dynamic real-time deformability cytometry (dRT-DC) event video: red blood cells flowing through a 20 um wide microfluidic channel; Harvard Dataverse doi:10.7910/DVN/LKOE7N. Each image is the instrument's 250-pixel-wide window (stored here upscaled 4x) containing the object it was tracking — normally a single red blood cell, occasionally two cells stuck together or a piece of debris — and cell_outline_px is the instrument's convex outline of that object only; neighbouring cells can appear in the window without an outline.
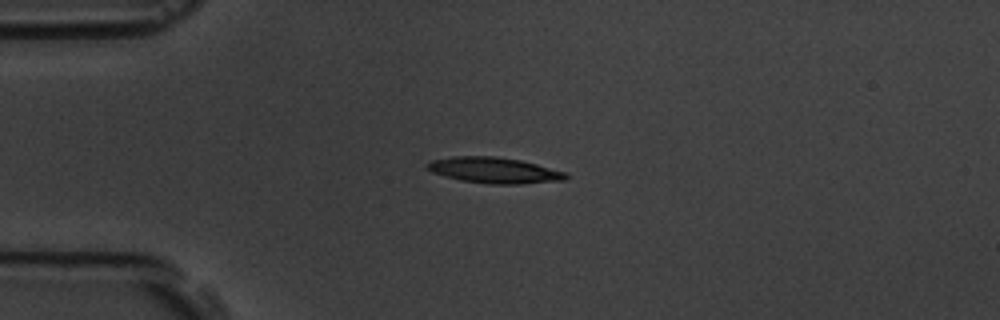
{"species": "common noctule bat (a hibernating species)", "species_latin": "Nyctalus noctula", "temperature_condition": "room temperature", "stored_images_in_passage": 4, "camera_frame_rate_fps": 3000, "um_per_image_px": 0.085, "animal": {"sex": "male", "body_mass_g": 19.5, "forearm_length_mm": 54.6}, "frame": {"image": 1, "passage_image": 4, "time_ms": 3.333, "image_size_px": [1000, 320], "cell_outline_px": [[568, 176], [564, 180], [520, 184], [492, 184], [460, 180], [444, 176], [432, 172], [424, 164], [432, 160], [452, 156], [496, 156], [520, 160], [536, 164], [564, 172]], "centroid_in_image_um": [41.96, 14.47], "position_along_channel_um": 43.0, "area_um2": 20.75}}